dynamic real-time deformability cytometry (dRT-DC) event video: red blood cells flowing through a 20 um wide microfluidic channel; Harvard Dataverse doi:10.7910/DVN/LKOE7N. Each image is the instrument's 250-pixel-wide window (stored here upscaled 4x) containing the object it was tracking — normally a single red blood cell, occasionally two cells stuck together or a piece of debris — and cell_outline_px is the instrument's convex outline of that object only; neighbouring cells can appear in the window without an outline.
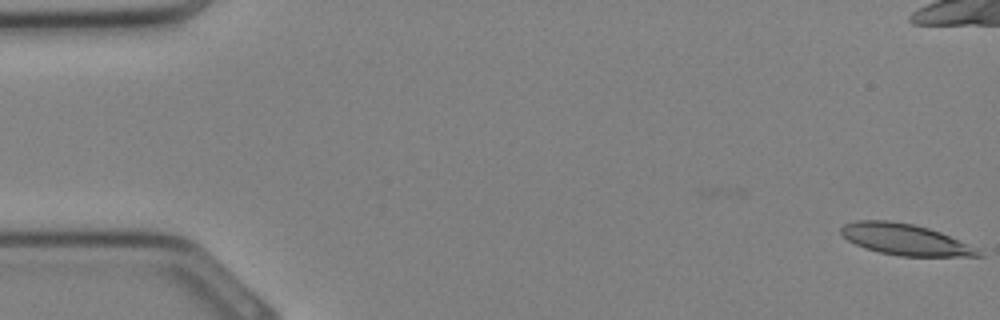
{"species": "Egyptian fruit bat (a non-hibernating species)", "species_latin": "Rousettus aegyptiacus", "temperature_condition": "cold", "stored_images_in_passage": 2, "camera_frame_rate_fps": 3000, "um_per_image_px": 0.085, "animal": {"sex": "female"}, "frame": {"image": 1, "passage_image": 2, "time_ms": 0.333, "image_size_px": [1000, 320], "cell_outline_px": [[984, 256], [900, 256], [880, 252], [856, 244], [848, 240], [840, 232], [840, 228], [844, 224], [856, 220], [888, 220], [912, 224], [928, 228], [940, 232], [976, 248]], "centroid_in_image_um": [76.9, 20.35], "position_along_channel_um": 8.1, "area_um2": 24.51}}